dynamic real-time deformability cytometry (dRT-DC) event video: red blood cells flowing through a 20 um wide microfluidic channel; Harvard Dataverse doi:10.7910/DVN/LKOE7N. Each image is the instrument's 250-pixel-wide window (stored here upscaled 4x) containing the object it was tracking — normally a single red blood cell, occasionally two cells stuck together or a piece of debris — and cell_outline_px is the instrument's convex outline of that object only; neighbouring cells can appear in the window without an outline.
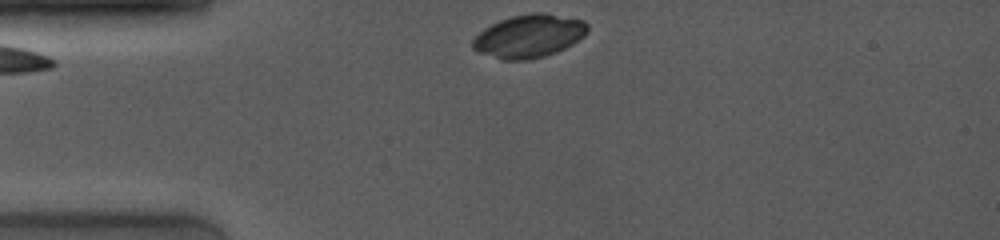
{"species": "common noctule bat (a hibernating species)", "species_latin": "Nyctalus noctula", "temperature_condition": "room temperature", "stored_images_in_passage": 31, "camera_frame_rate_fps": 4000, "um_per_image_px": 0.085, "animal": {"sex": "female", "body_mass_g": 19.0, "forearm_length_mm": 53.3}, "frame": {"image": 1, "passage_image": 1, "time_ms": 0.0, "image_size_px": [1000, 240], "cell_outline_px": [[588, 32], [584, 36], [572, 44], [556, 52], [544, 56], [528, 60], [504, 60], [480, 52], [472, 48], [472, 40], [484, 28], [500, 20], [512, 16], [532, 12], [540, 12], [584, 20], [588, 24]], "centroid_in_image_um": [44.98, 3.06], "position_along_channel_um": 40.0, "area_um2": 28.67}}
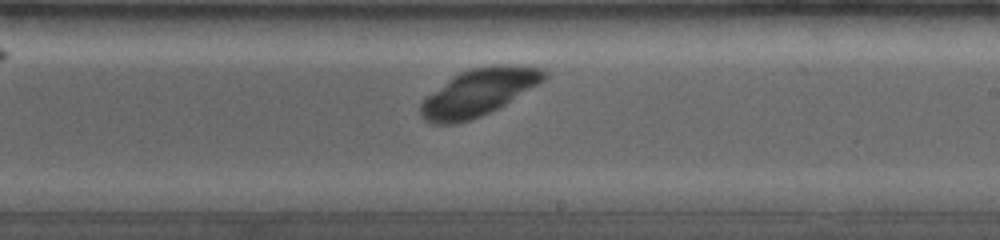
{"frame": {"image": 2, "passage_image": 22, "time_ms": 6.0, "image_size_px": [1000, 240], "cell_outline_px": [[548, 76], [544, 80], [504, 104], [480, 116], [456, 124], [432, 124], [424, 120], [420, 116], [420, 104], [428, 96], [448, 80], [460, 72], [468, 68], [492, 64], [520, 64], [548, 68]], "centroid_in_image_um": [40.72, 7.81], "position_along_channel_um": 248.3, "area_um2": 33.81}}
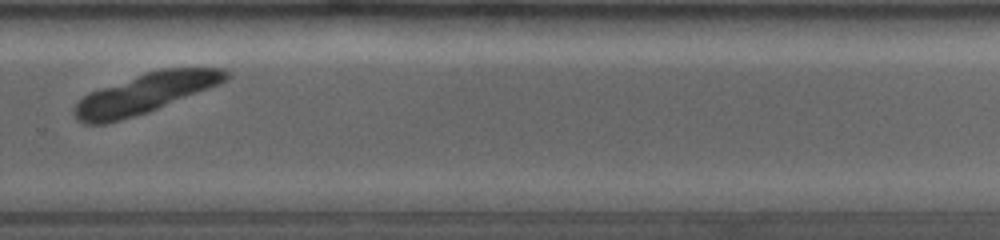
{"frame": {"image": 3, "passage_image": 27, "time_ms": 7.75, "image_size_px": [1000, 240], "cell_outline_px": [[228, 80], [220, 84], [156, 108], [108, 124], [84, 124], [76, 120], [72, 112], [72, 108], [84, 96], [100, 88], [144, 72], [160, 68], [224, 68], [228, 72]], "centroid_in_image_um": [12.31, 7.93], "position_along_channel_um": 317.5, "area_um2": 34.8}}